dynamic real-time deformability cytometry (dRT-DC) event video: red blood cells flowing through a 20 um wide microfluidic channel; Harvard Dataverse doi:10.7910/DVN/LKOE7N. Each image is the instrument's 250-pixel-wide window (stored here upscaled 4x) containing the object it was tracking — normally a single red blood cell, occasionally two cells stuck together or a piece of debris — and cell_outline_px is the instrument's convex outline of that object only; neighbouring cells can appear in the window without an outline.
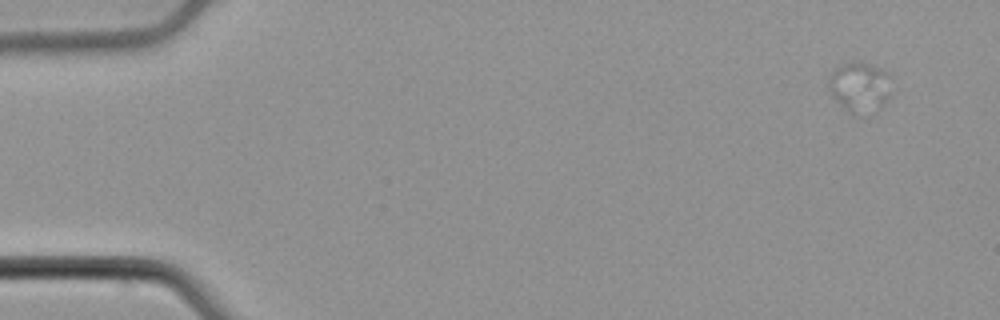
{"species": "common noctule bat (a hibernating species)", "species_latin": "Nyctalus noctula", "temperature_condition": "cold", "stored_images_in_passage": 3, "camera_frame_rate_fps": 3000, "um_per_image_px": 0.085, "animal": {"sex": "male", "body_mass_g": 21.5, "forearm_length_mm": 52.0}, "frame": {"image": 1, "passage_image": 1, "time_ms": 0.0, "image_size_px": [1000, 320], "cell_outline_px": [[892, 76], [860, 116], [856, 116], [832, 96], [828, 88], [828, 80], [832, 72], [840, 64], [852, 60], [868, 64], [880, 68], [888, 72]], "centroid_in_image_um": [72.84, 7.21], "position_along_channel_um": 12.2, "area_um2": 16.01}}